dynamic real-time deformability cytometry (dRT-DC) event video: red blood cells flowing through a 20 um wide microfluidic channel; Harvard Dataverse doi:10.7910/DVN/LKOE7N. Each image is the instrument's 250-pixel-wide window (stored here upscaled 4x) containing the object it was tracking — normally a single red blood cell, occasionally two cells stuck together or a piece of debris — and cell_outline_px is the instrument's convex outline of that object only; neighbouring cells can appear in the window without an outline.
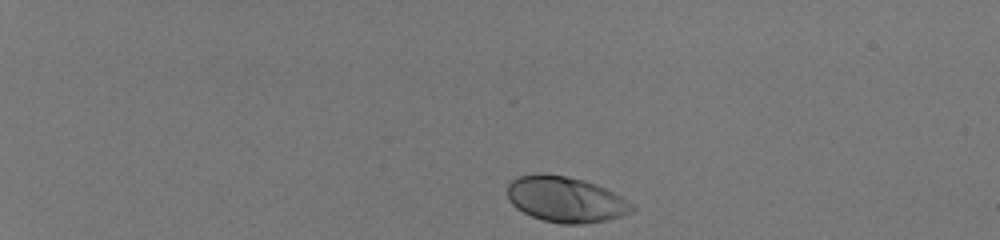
{"species": "human", "species_latin": "Homo sapiens", "temperature_condition": "room temperature", "stored_images_in_passage": 41, "camera_frame_rate_fps": 3000, "um_per_image_px": 0.085, "donor": {"sex": "male"}, "frame": {"image": 1, "passage_image": 1, "time_ms": 0.0, "image_size_px": [1000, 240], "cell_outline_px": [[636, 208], [632, 212], [608, 220], [584, 224], [560, 224], [544, 220], [532, 216], [516, 208], [508, 200], [508, 184], [516, 176], [544, 172], [584, 180], [596, 184], [620, 196], [632, 204]], "centroid_in_image_um": [48.06, 16.95], "position_along_channel_um": 36.9, "area_um2": 33.23}}
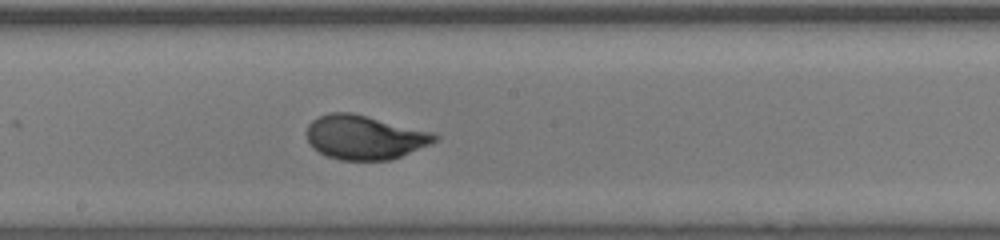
{"frame": {"image": 2, "passage_image": 23, "time_ms": 7.333, "image_size_px": [1000, 240], "cell_outline_px": [[440, 136], [432, 144], [392, 160], [340, 160], [328, 156], [320, 152], [308, 144], [308, 124], [312, 120], [328, 112], [352, 112], [436, 132]], "centroid_in_image_um": [31.05, 11.66], "position_along_channel_um": 217.1, "area_um2": 33.29}}
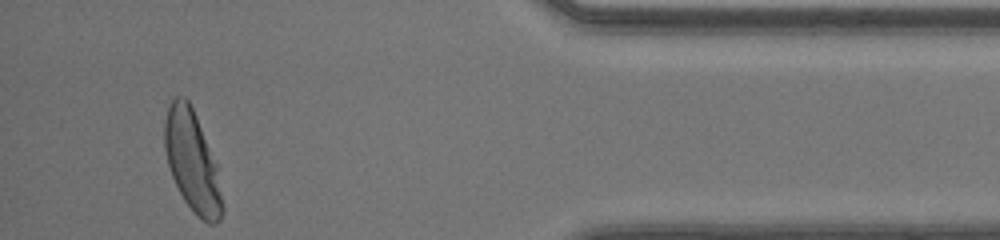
{"frame": {"image": 3, "passage_image": 40, "time_ms": 13.0, "image_size_px": [1000, 240], "cell_outline_px": [[224, 212], [220, 220], [216, 224], [208, 224], [196, 216], [184, 200], [172, 176], [168, 164], [164, 148], [164, 120], [168, 104], [176, 96], [180, 96], [188, 100], [196, 116], [216, 164], [224, 208]], "centroid_in_image_um": [16.33, 13.75], "position_along_channel_um": 418.9, "area_um2": 33.76}, "authors_computed_cell_mechanics": {"area_um2": 32.657, "velocity_mm_per_s": 4.1068, "shape_relaxation_time_tau1_ms": 2.6814, "shape_relaxation_time_tau2_ms": null, "deformation_change_tau1": 0.1773, "deformation_change_tau2": null}}